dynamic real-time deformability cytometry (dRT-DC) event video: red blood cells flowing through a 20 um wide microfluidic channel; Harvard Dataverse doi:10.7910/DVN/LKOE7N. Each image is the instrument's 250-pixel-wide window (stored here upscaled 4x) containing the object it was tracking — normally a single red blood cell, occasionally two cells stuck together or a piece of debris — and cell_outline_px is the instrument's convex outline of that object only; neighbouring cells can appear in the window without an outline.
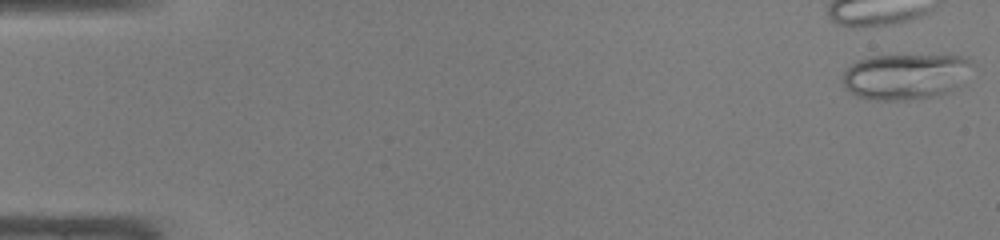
{"species": "common noctule bat (a hibernating species)", "species_latin": "Nyctalus noctula", "temperature_condition": "warm", "stored_images_in_passage": 6, "camera_frame_rate_fps": 3000, "um_per_image_px": 0.085, "animal": {"sex": "male", "body_mass_g": 19.0, "forearm_length_mm": 50.8}, "frame": {"image": 1, "passage_image": 1, "time_ms": 0.0, "image_size_px": [1000, 240], "cell_outline_px": [[972, 60], [964, 84], [944, 92], [928, 96], [904, 100], [876, 100], [856, 96], [844, 84], [844, 68], [860, 60], [872, 56], [968, 56]], "centroid_in_image_um": [76.97, 6.48], "position_along_channel_um": 8.0, "area_um2": 33.99}}